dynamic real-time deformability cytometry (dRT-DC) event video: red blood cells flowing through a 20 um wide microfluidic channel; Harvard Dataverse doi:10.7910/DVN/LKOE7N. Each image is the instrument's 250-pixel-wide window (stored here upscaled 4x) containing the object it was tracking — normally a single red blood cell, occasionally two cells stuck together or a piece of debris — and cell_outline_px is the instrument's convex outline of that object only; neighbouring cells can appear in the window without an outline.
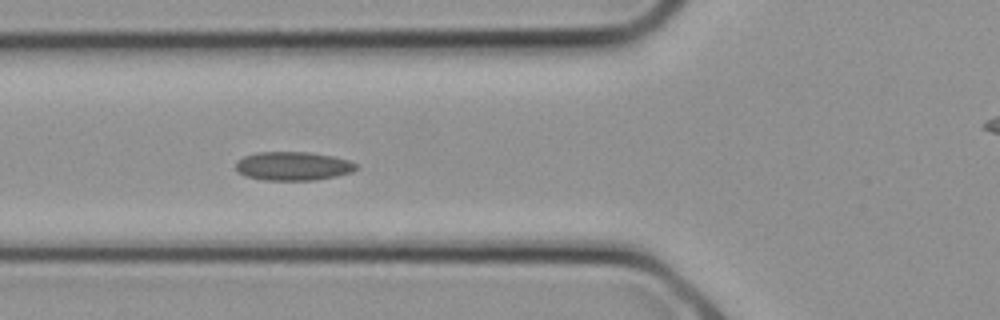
{"species": "common noctule bat (a hibernating species)", "species_latin": "Nyctalus noctula", "temperature_condition": "cold", "stored_images_in_passage": 13, "camera_frame_rate_fps": 3000, "um_per_image_px": 0.085, "animal": {"sex": "female", "body_mass_g": 21.9}, "frame": {"image": 1, "passage_image": 10, "time_ms": 3.0, "image_size_px": [1000, 320], "cell_outline_px": [[356, 168], [352, 172], [336, 176], [316, 180], [264, 180], [244, 176], [236, 172], [236, 160], [244, 156], [256, 152], [308, 152], [332, 156], [348, 160], [356, 164]], "centroid_in_image_um": [24.85, 14.12], "position_along_channel_um": 100.9, "area_um2": 20.23}}
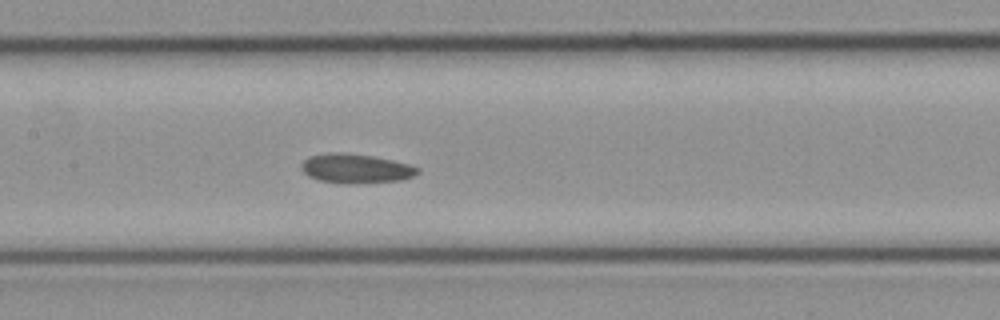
{"frame": {"image": 2, "passage_image": 13, "time_ms": 4.0, "image_size_px": [1000, 320], "cell_outline_px": [[420, 172], [412, 176], [400, 180], [352, 184], [316, 180], [308, 176], [300, 168], [300, 164], [308, 156], [328, 152], [344, 152], [372, 156], [392, 160], [408, 164], [420, 168]], "centroid_in_image_um": [30.19, 14.31], "position_along_channel_um": 177.2, "area_um2": 20.0}}